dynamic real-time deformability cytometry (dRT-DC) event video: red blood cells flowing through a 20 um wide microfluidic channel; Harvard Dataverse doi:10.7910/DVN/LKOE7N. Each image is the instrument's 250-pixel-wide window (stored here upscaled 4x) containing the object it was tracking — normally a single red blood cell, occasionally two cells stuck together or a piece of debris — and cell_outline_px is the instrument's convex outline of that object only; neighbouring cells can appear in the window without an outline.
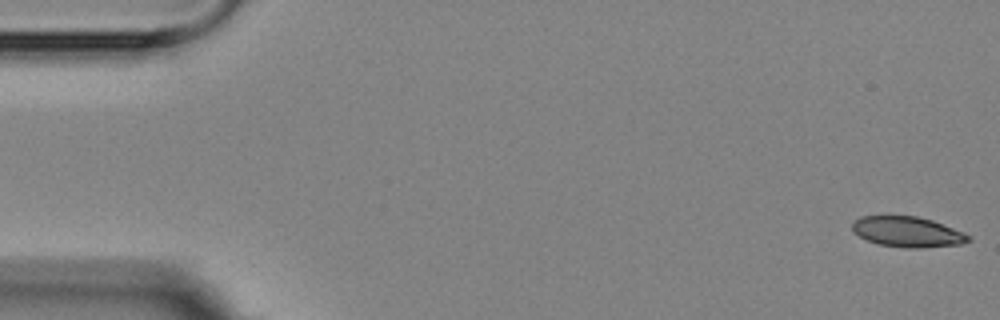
{"species": "Egyptian fruit bat (a non-hibernating species)", "species_latin": "Rousettus aegyptiacus", "temperature_condition": "room temperature", "stored_images_in_passage": 6, "segment_of_instrument_passage": [1, 2], "camera_frame_rate_fps": 3000, "um_per_image_px": 0.085, "animal": {"sex": "female"}, "frame": {"image": 1, "passage_image": 1, "time_ms": 0.0, "image_size_px": [1000, 320], "cell_outline_px": [[972, 240], [960, 244], [920, 248], [908, 248], [880, 244], [868, 240], [852, 232], [852, 220], [860, 216], [916, 216], [932, 220], [964, 232], [972, 236]], "centroid_in_image_um": [77.14, 19.7], "position_along_channel_um": 7.9, "area_um2": 20.63}}
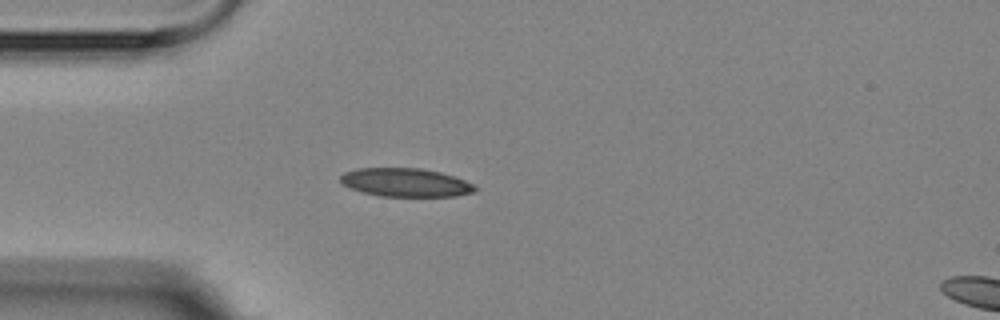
{"frame": {"image": 2, "passage_image": 5, "time_ms": 4.667, "image_size_px": [1000, 320], "cell_outline_px": [[480, 188], [476, 192], [456, 196], [380, 196], [348, 188], [340, 184], [340, 176], [344, 172], [356, 168], [420, 168], [440, 172], [464, 180]], "centroid_in_image_um": [34.46, 15.51], "position_along_channel_um": 50.5, "area_um2": 22.48}}